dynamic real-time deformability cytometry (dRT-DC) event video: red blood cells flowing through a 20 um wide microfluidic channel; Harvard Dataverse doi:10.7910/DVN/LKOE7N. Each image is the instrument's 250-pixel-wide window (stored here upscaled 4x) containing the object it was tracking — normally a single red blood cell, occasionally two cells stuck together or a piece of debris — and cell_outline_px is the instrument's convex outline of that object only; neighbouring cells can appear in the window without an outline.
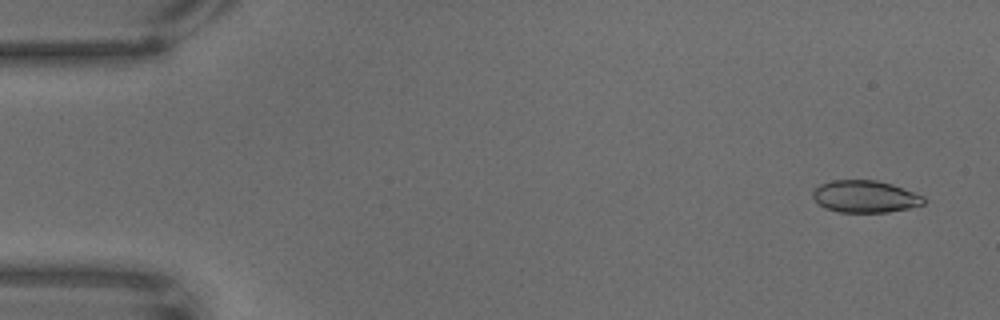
{"species": "common noctule bat (a hibernating species)", "species_latin": "Nyctalus noctula", "temperature_condition": "warm", "stored_images_in_passage": 68, "camera_frame_rate_fps": 3000, "um_per_image_px": 0.085, "animal": {"sex": "male", "body_mass_g": 18.8}, "frame": {"image": 1, "passage_image": 4, "time_ms": 1.0, "image_size_px": [1000, 320], "cell_outline_px": [[924, 204], [908, 208], [888, 212], [840, 212], [824, 208], [812, 196], [812, 192], [820, 184], [832, 180], [876, 180], [892, 184], [924, 196]], "centroid_in_image_um": [73.52, 16.7], "position_along_channel_um": 11.5, "area_um2": 20.63}}
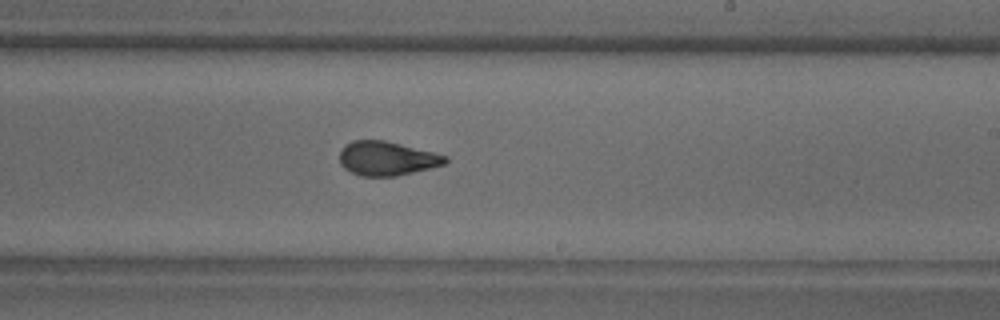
{"frame": {"image": 2, "passage_image": 41, "time_ms": 13.333, "image_size_px": [1000, 320], "cell_outline_px": [[448, 160], [444, 164], [396, 176], [360, 176], [344, 168], [340, 164], [340, 148], [344, 144], [352, 140], [384, 140], [448, 156]], "centroid_in_image_um": [32.83, 13.46], "position_along_channel_um": 256.2, "area_um2": 20.87}}
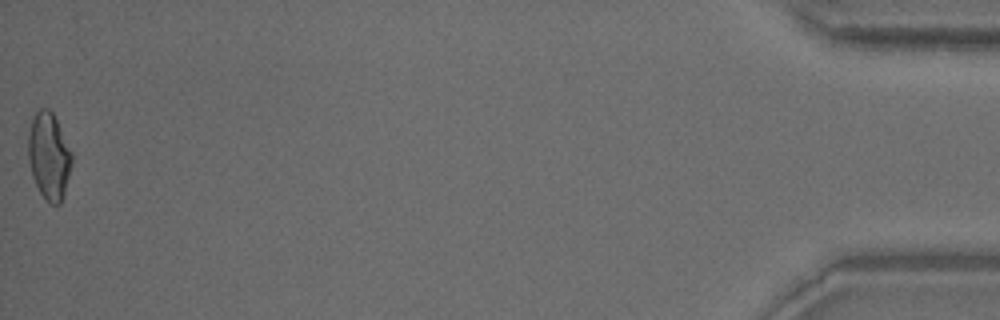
{"frame": {"image": 3, "passage_image": 68, "time_ms": 22.333, "image_size_px": [1000, 320], "cell_outline_px": [[72, 164], [64, 196], [60, 204], [52, 204], [40, 192], [32, 176], [28, 160], [28, 132], [32, 120], [36, 112], [40, 108], [48, 108], [52, 112], [72, 152]], "centroid_in_image_um": [4.16, 13.26], "position_along_channel_um": 431.0, "area_um2": 21.96}}